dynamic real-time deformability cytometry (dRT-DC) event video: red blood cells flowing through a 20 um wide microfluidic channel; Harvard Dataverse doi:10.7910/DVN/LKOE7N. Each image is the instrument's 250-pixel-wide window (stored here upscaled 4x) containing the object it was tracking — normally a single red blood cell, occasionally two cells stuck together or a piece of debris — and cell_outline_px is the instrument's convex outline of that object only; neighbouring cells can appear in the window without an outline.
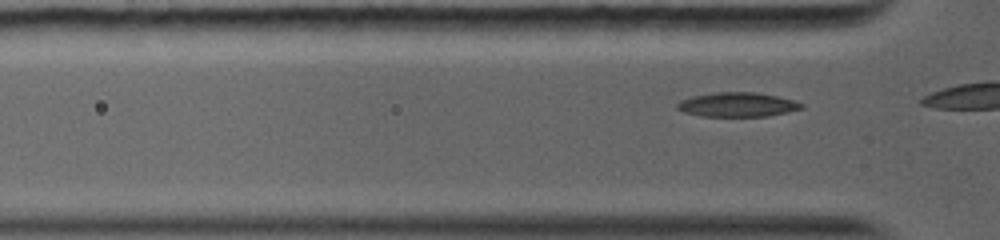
{"species": "common noctule bat (a hibernating species)", "species_latin": "Nyctalus noctula", "temperature_condition": "warm", "stored_images_in_passage": 5, "camera_frame_rate_fps": 5000, "um_per_image_px": 0.085, "animal": {"sex": "female", "body_mass_g": 19.0, "forearm_length_mm": 56.7}, "frame": {"image": 1, "passage_image": 3, "time_ms": 0.4, "image_size_px": [1000, 240], "cell_outline_px": [[804, 108], [788, 112], [768, 116], [700, 116], [684, 112], [676, 108], [676, 104], [680, 100], [692, 96], [716, 92], [756, 92], [776, 96], [792, 100], [804, 104]], "centroid_in_image_um": [62.67, 8.89], "position_along_channel_um": 63.1, "area_um2": 17.63}}